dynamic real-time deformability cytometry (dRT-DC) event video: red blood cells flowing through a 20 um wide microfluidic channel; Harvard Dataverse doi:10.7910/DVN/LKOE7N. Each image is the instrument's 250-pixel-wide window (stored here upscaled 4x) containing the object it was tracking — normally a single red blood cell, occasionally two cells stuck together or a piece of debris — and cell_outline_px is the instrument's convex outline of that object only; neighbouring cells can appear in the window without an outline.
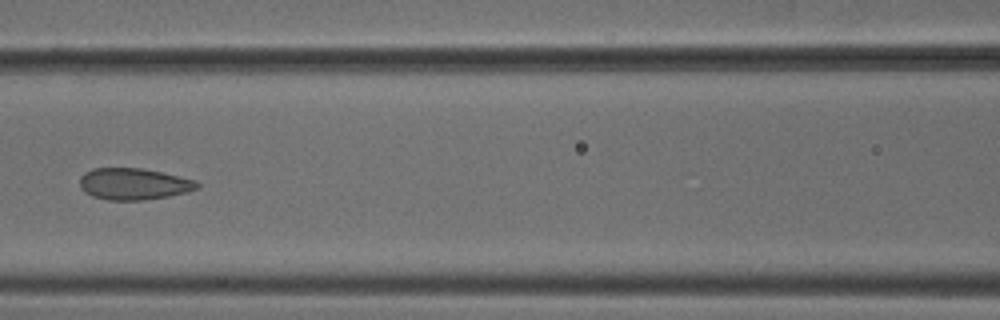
{"species": "common noctule bat (a hibernating species)", "species_latin": "Nyctalus noctula", "temperature_condition": "cold", "stored_images_in_passage": 7, "camera_frame_rate_fps": 3000, "um_per_image_px": 0.085, "animal": {"sex": "male", "body_mass_g": 18.8}, "frame": {"image": 1, "passage_image": 6, "time_ms": 1.667, "image_size_px": [1000, 320], "cell_outline_px": [[200, 188], [188, 192], [168, 196], [144, 200], [108, 200], [92, 196], [84, 192], [80, 188], [80, 176], [84, 172], [92, 168], [140, 168], [160, 172], [196, 180], [200, 184]], "centroid_in_image_um": [11.35, 15.64], "position_along_channel_um": 155.2, "area_um2": 21.73}}
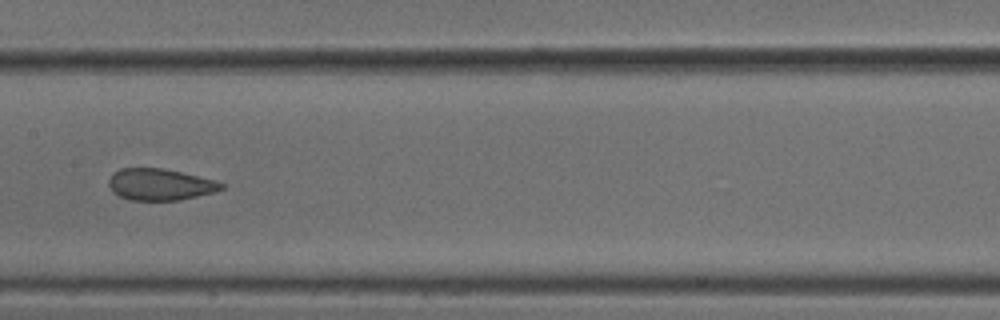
{"frame": {"image": 2, "passage_image": 7, "time_ms": 2.0, "image_size_px": [1000, 320], "cell_outline_px": [[224, 188], [216, 192], [180, 200], [128, 200], [112, 192], [108, 184], [108, 180], [112, 172], [120, 168], [164, 168], [216, 180], [224, 184]], "centroid_in_image_um": [13.59, 15.68], "position_along_channel_um": 193.8, "area_um2": 20.98}}